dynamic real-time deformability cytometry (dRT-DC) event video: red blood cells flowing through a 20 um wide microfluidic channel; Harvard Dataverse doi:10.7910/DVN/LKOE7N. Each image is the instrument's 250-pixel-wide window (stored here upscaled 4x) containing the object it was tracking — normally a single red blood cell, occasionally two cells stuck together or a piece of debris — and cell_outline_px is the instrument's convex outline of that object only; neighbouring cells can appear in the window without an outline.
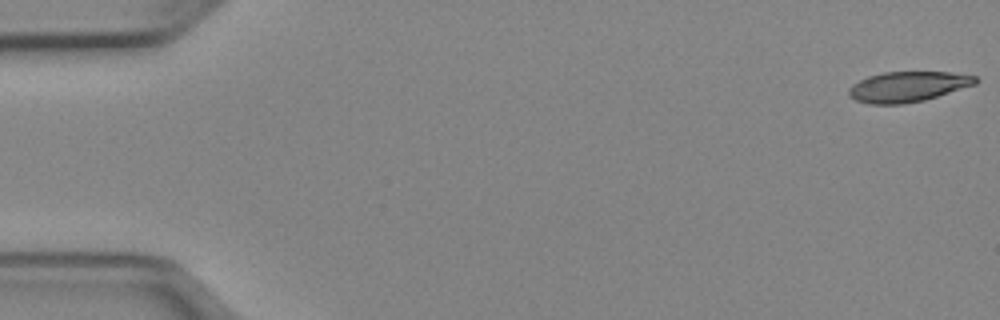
{"species": "Egyptian fruit bat (a non-hibernating species)", "species_latin": "Rousettus aegyptiacus", "temperature_condition": "cold", "stored_images_in_passage": 15, "camera_frame_rate_fps": 3000, "um_per_image_px": 0.085, "animal": {"sex": "female"}, "frame": {"image": 1, "passage_image": 1, "time_ms": 0.0, "image_size_px": [1000, 320], "cell_outline_px": [[980, 80], [976, 84], [924, 100], [904, 104], [868, 104], [856, 100], [848, 96], [848, 88], [852, 84], [868, 76], [884, 72], [948, 72], [976, 76]], "centroid_in_image_um": [77.14, 7.37], "position_along_channel_um": 7.9, "area_um2": 22.43}}
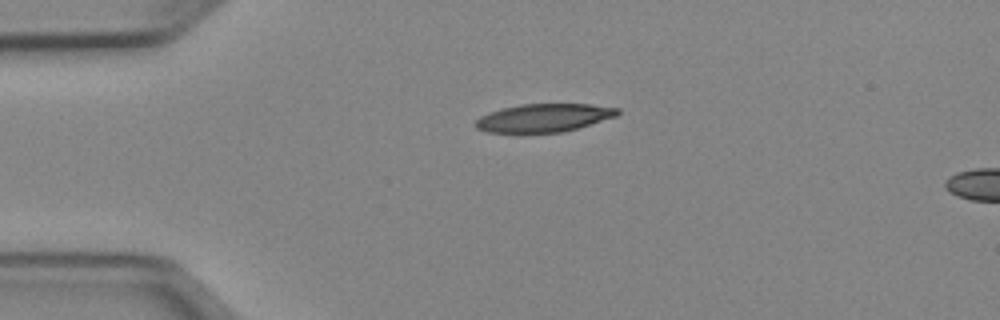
{"frame": {"image": 2, "passage_image": 12, "time_ms": 3.667, "image_size_px": [1000, 320], "cell_outline_px": [[620, 112], [616, 116], [564, 132], [520, 136], [516, 136], [488, 132], [476, 128], [472, 124], [480, 116], [488, 112], [500, 108], [520, 104], [592, 104], [620, 108]], "centroid_in_image_um": [46.12, 10.07], "position_along_channel_um": 38.9, "area_um2": 24.51}}